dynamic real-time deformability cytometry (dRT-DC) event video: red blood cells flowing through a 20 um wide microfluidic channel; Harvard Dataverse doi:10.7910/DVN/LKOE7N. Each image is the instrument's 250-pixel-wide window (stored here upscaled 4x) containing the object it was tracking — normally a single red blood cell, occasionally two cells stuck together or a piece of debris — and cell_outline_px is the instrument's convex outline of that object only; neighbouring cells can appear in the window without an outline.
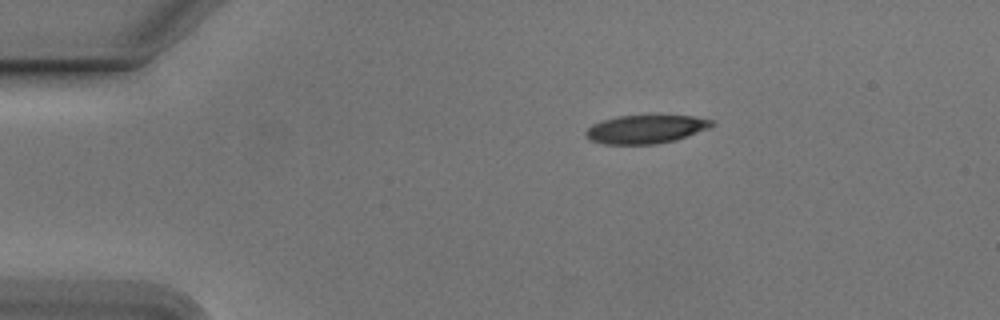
{"species": "Egyptian fruit bat (a non-hibernating species)", "species_latin": "Rousettus aegyptiacus", "temperature_condition": "cold", "stored_images_in_passage": 45, "camera_frame_rate_fps": 3000, "um_per_image_px": 0.085, "animal": {"sex": "male"}, "frame": {"image": 1, "passage_image": 1, "time_ms": 0.0, "image_size_px": [1000, 320], "cell_outline_px": [[716, 124], [708, 128], [676, 140], [656, 144], [604, 144], [588, 140], [584, 132], [592, 124], [600, 120], [620, 116], [692, 116], [712, 120]], "centroid_in_image_um": [54.84, 10.99], "position_along_channel_um": 30.2, "area_um2": 20.81}}
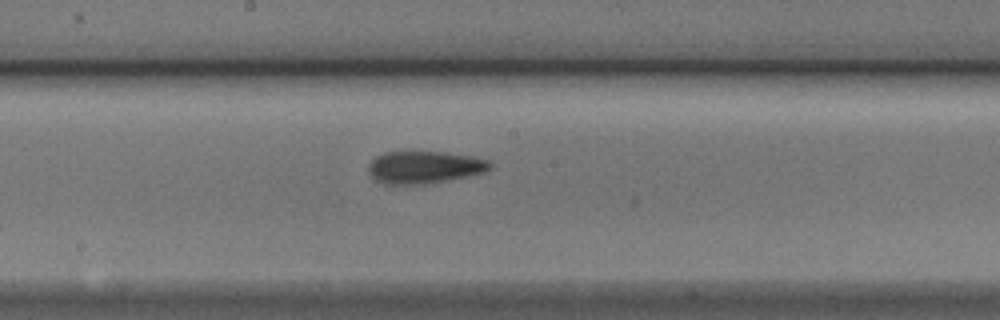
{"frame": {"image": 2, "passage_image": 20, "time_ms": 6.333, "image_size_px": [1000, 320], "cell_outline_px": [[492, 168], [484, 172], [468, 176], [448, 180], [424, 184], [384, 184], [376, 180], [368, 172], [368, 164], [376, 156], [384, 152], [440, 152], [472, 156], [492, 160]], "centroid_in_image_um": [36.09, 14.21], "position_along_channel_um": 212.1, "area_um2": 23.0}}
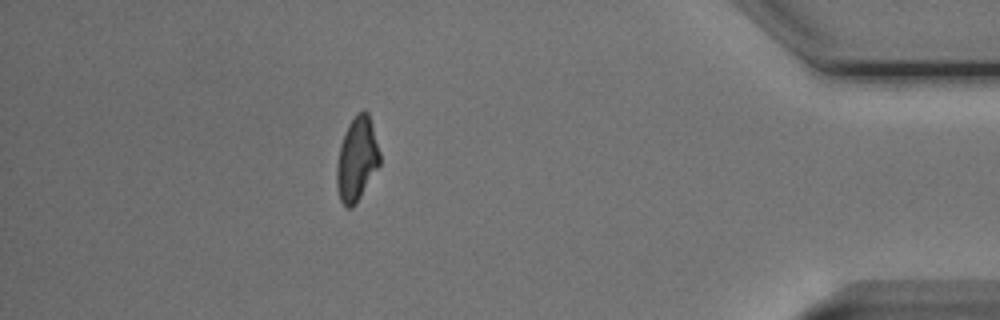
{"frame": {"image": 3, "passage_image": 39, "time_ms": 12.667, "image_size_px": [1000, 320], "cell_outline_px": [[380, 164], [356, 204], [352, 208], [348, 208], [340, 200], [336, 188], [336, 164], [340, 144], [344, 132], [348, 124], [356, 112], [364, 108], [368, 112], [380, 152]], "centroid_in_image_um": [30.31, 13.5], "position_along_channel_um": 404.9, "area_um2": 21.33}, "authors_computed_cell_mechanics": {"area_um2": 21.9062, "velocity_mm_per_s": 3.7801, "shape_relaxation_time_tau1_ms": 7.0981, "shape_relaxation_time_tau2_ms": 2.3708, "deformation_change_tau1": 0.1977, "deformation_change_tau2": 0.1012}}